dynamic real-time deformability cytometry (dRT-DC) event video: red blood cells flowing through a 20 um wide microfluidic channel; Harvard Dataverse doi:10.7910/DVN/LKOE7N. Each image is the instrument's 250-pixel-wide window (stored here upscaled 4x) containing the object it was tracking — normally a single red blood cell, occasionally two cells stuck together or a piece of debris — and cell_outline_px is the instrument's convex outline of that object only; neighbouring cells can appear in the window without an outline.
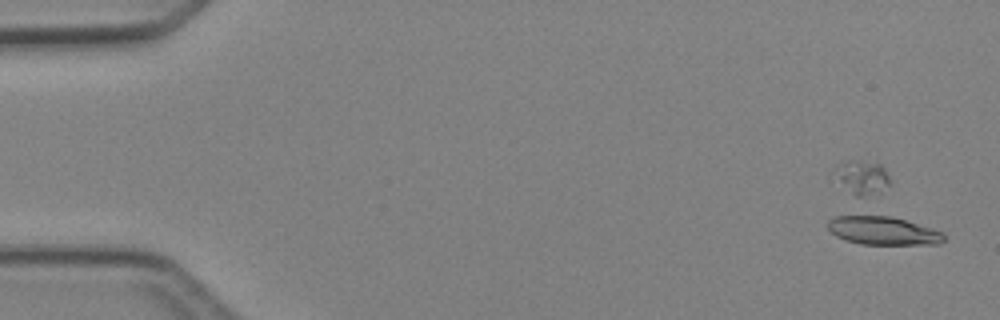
{"species": "Egyptian fruit bat (a non-hibernating species)", "species_latin": "Rousettus aegyptiacus", "temperature_condition": "cold", "stored_images_in_passage": 5, "camera_frame_rate_fps": 3000, "um_per_image_px": 0.085, "animal": {"sex": "female"}, "frame": {"image": 1, "passage_image": 1, "time_ms": 0.0, "image_size_px": [1000, 320], "cell_outline_px": [[944, 240], [940, 244], [860, 244], [844, 240], [836, 236], [828, 228], [828, 220], [836, 216], [856, 212], [880, 212], [932, 228], [944, 232]], "centroid_in_image_um": [74.99, 19.53], "position_along_channel_um": 10.0, "area_um2": 20.29}}